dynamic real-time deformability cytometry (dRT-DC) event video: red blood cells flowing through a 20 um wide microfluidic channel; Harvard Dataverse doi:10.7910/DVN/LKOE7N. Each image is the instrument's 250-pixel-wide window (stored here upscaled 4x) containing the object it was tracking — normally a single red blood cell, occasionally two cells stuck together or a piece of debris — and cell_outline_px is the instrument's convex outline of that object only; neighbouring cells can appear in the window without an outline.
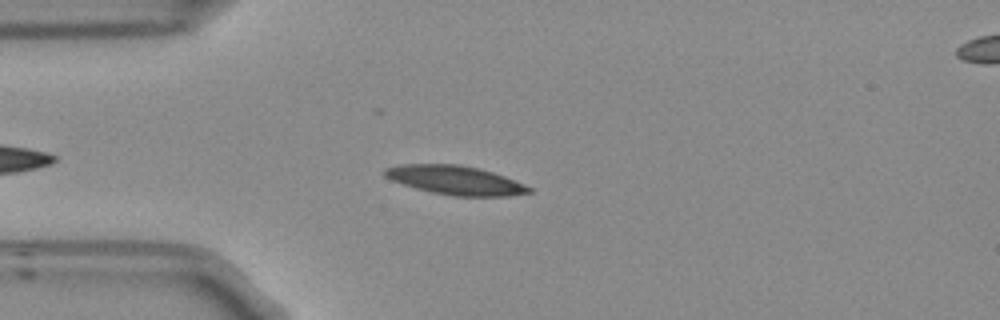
{"species": "Egyptian fruit bat (a non-hibernating species)", "species_latin": "Rousettus aegyptiacus", "temperature_condition": "room temperature", "stored_images_in_passage": 36, "camera_frame_rate_fps": 3000, "um_per_image_px": 0.085, "frame": {"image": 1, "passage_image": 7, "time_ms": 2.0, "image_size_px": [1000, 320], "cell_outline_px": [[532, 192], [508, 196], [452, 196], [432, 192], [416, 188], [392, 180], [384, 176], [380, 172], [384, 168], [400, 164], [460, 164], [492, 172], [504, 176], [532, 188]], "centroid_in_image_um": [38.65, 15.31], "position_along_channel_um": 46.3, "area_um2": 24.22}}
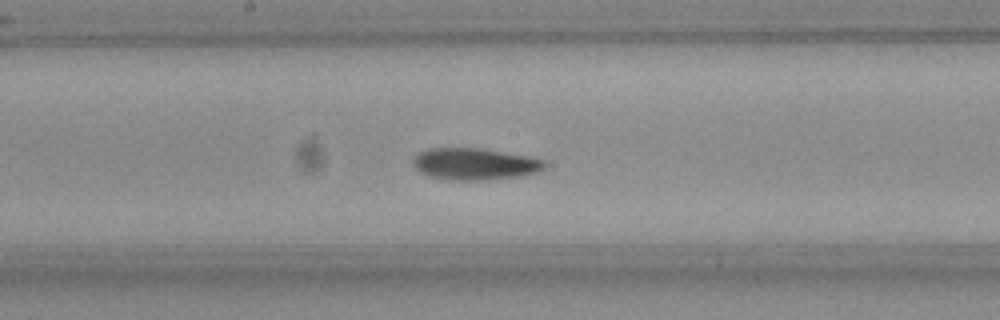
{"frame": {"image": 2, "passage_image": 21, "time_ms": 6.667, "image_size_px": [1000, 320], "cell_outline_px": [[544, 168], [536, 172], [524, 176], [488, 180], [448, 180], [428, 176], [420, 172], [412, 164], [412, 160], [420, 152], [428, 148], [480, 148], [528, 156], [544, 160]], "centroid_in_image_um": [40.33, 13.95], "position_along_channel_um": 207.9, "area_um2": 24.45}}
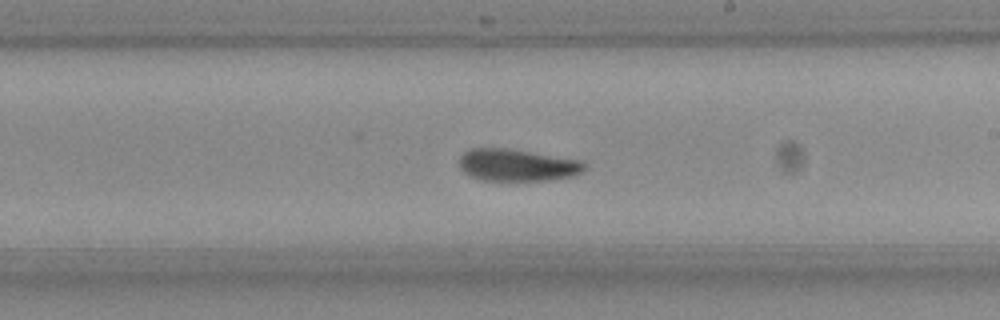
{"frame": {"image": 3, "passage_image": 24, "time_ms": 7.667, "image_size_px": [1000, 320], "cell_outline_px": [[584, 168], [580, 172], [572, 176], [556, 180], [484, 180], [468, 176], [460, 168], [460, 156], [464, 152], [472, 148], [508, 148], [580, 160], [584, 164]], "centroid_in_image_um": [43.93, 14.03], "position_along_channel_um": 245.1, "area_um2": 23.29}, "authors_computed_cell_mechanics": {"area_um2": 24.1026, "velocity_mm_per_s": 3.7371, "shape_relaxation_time_tau1_ms": 8.0842, "shape_relaxation_time_tau2_ms": null, "deformation_change_tau1": 0.1831, "deformation_change_tau2": null}}